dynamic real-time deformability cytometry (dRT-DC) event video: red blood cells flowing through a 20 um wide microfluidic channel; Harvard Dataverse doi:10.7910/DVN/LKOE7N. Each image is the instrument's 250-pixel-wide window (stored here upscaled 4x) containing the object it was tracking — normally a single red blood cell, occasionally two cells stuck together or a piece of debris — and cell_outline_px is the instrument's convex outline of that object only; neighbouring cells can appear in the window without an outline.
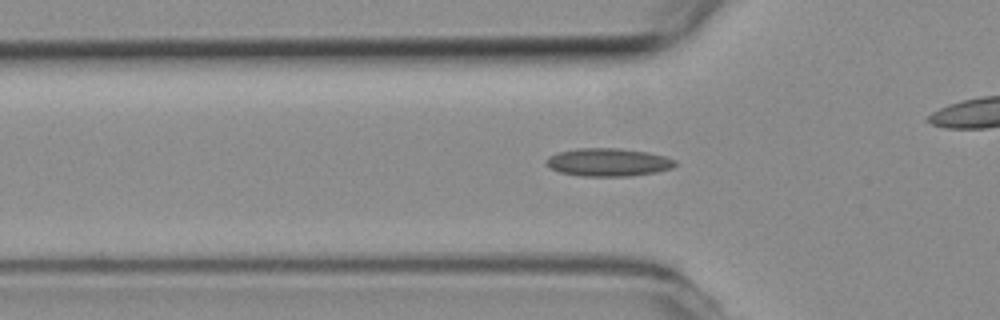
{"species": "common noctule bat (a hibernating species)", "species_latin": "Nyctalus noctula", "temperature_condition": "room temperature", "stored_images_in_passage": 53, "camera_frame_rate_fps": 3000, "um_per_image_px": 0.085, "animal": {"sex": "female", "body_mass_g": 19.3, "forearm_length_mm": 54.1}, "frame": {"image": 1, "passage_image": 16, "time_ms": 5.0, "image_size_px": [1000, 320], "cell_outline_px": [[676, 164], [672, 168], [656, 172], [628, 176], [584, 176], [560, 172], [544, 164], [544, 160], [548, 156], [560, 152], [580, 148], [616, 148], [648, 152], [664, 156], [676, 160]], "centroid_in_image_um": [51.69, 13.79], "position_along_channel_um": 74.1, "area_um2": 20.92}}
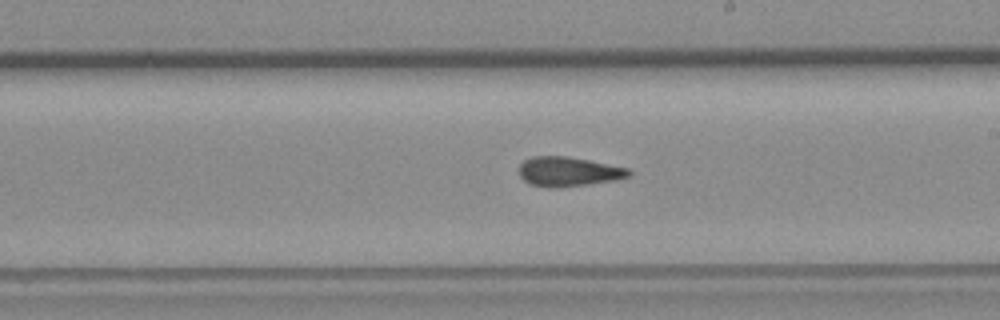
{"frame": {"image": 2, "passage_image": 29, "time_ms": 9.333, "image_size_px": [1000, 320], "cell_outline_px": [[632, 172], [628, 176], [616, 180], [588, 184], [556, 188], [532, 184], [524, 180], [520, 176], [520, 164], [524, 160], [532, 156], [568, 156], [628, 168]], "centroid_in_image_um": [48.32, 14.58], "position_along_channel_um": 240.7, "area_um2": 18.67}}
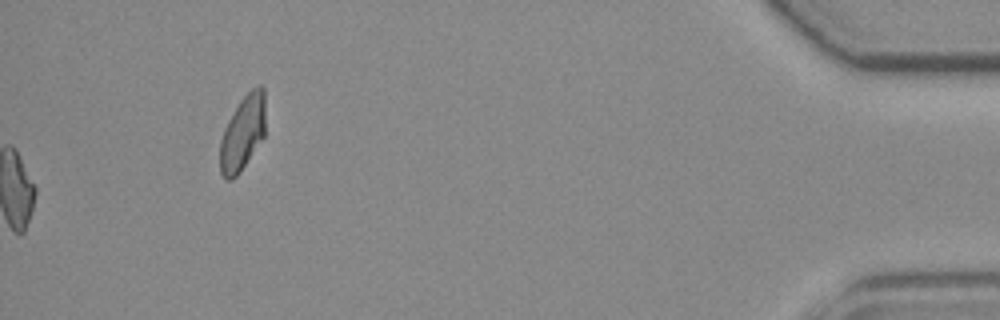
{"frame": {"image": 3, "passage_image": 53, "time_ms": 17.333, "image_size_px": [1000, 320], "cell_outline_px": [[264, 136], [240, 172], [232, 180], [224, 180], [220, 172], [220, 140], [224, 128], [228, 120], [240, 100], [252, 88], [260, 84], [264, 88]], "centroid_in_image_um": [20.61, 11.32], "position_along_channel_um": 414.6, "area_um2": 19.77}, "authors_computed_cell_mechanics": {"area_um2": 18.8428, "velocity_mm_per_s": 3.8255, "shape_relaxation_time_tau1_ms": null, "shape_relaxation_time_tau2_ms": 3.0025, "deformation_change_tau1": null, "deformation_change_tau2": 0.1163}}